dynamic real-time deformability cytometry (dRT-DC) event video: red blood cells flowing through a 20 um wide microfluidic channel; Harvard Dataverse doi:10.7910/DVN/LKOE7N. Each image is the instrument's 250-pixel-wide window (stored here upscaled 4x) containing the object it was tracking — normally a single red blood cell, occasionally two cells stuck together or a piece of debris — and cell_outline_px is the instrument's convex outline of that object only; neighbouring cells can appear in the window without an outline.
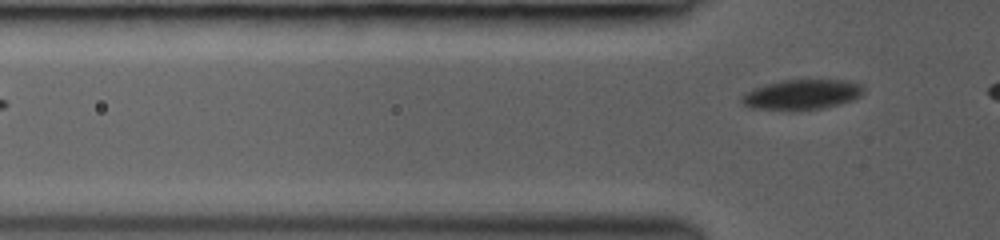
{"species": "common noctule bat (a hibernating species)", "species_latin": "Nyctalus noctula", "temperature_condition": "room temperature", "stored_images_in_passage": 2, "camera_frame_rate_fps": 3000, "um_per_image_px": 0.085, "animal": {"sex": "female", "body_mass_g": 19.0, "forearm_length_mm": 53.3}, "frame": {"image": 1, "passage_image": 2, "time_ms": 1.333, "image_size_px": [1000, 240], "cell_outline_px": [[864, 92], [856, 100], [824, 108], [796, 112], [792, 112], [748, 108], [740, 100], [740, 96], [752, 88], [780, 80], [844, 80], [860, 84], [864, 88]], "centroid_in_image_um": [68.12, 8.07], "position_along_channel_um": 57.7, "area_um2": 22.14}}